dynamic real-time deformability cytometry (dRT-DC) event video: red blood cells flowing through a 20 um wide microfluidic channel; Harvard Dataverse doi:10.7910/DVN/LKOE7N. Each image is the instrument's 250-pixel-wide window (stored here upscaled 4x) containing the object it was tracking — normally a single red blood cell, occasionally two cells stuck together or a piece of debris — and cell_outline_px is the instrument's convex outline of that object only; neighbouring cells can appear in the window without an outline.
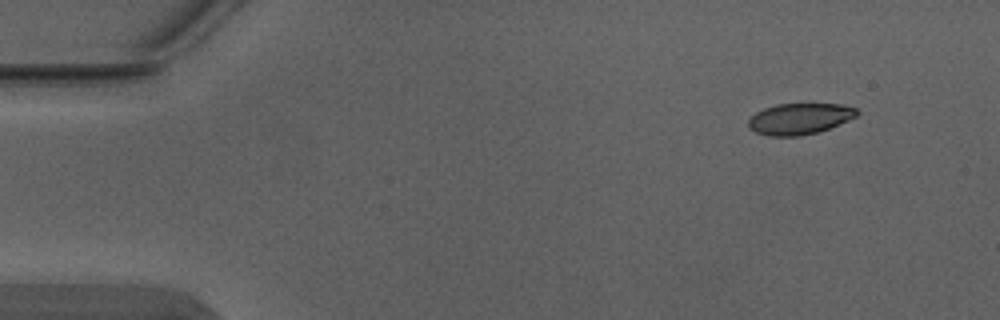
{"species": "Egyptian fruit bat (a non-hibernating species)", "species_latin": "Rousettus aegyptiacus", "temperature_condition": "warm", "stored_images_in_passage": 3, "camera_frame_rate_fps": 3000, "um_per_image_px": 0.085, "animal": {"sex": "male"}, "frame": {"image": 1, "passage_image": 1, "time_ms": 0.0, "image_size_px": [1000, 320], "cell_outline_px": [[860, 112], [856, 116], [848, 120], [828, 128], [816, 132], [800, 136], [768, 136], [756, 132], [748, 128], [748, 120], [756, 112], [764, 108], [776, 104], [840, 104], [856, 108]], "centroid_in_image_um": [67.94, 10.09], "position_along_channel_um": 17.1, "area_um2": 19.59}}
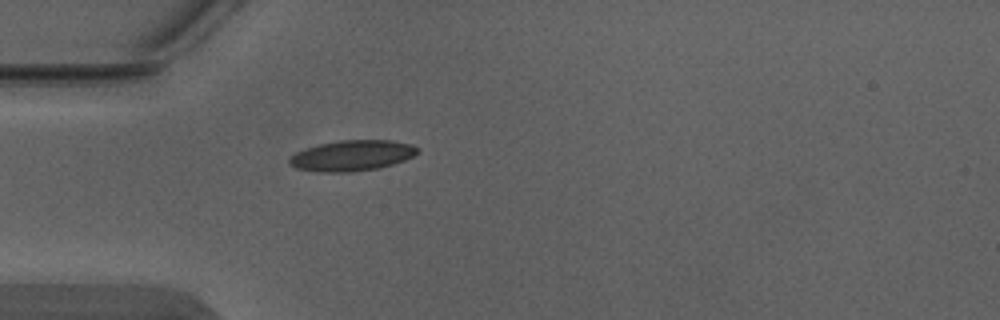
{"frame": {"image": 2, "passage_image": 3, "time_ms": 0.667, "image_size_px": [1000, 320], "cell_outline_px": [[420, 152], [404, 160], [392, 164], [376, 168], [348, 172], [320, 172], [296, 168], [288, 164], [288, 156], [296, 152], [320, 144], [340, 140], [388, 140], [412, 144], [420, 148]], "centroid_in_image_um": [29.91, 13.22], "position_along_channel_um": 55.1, "area_um2": 22.83}}